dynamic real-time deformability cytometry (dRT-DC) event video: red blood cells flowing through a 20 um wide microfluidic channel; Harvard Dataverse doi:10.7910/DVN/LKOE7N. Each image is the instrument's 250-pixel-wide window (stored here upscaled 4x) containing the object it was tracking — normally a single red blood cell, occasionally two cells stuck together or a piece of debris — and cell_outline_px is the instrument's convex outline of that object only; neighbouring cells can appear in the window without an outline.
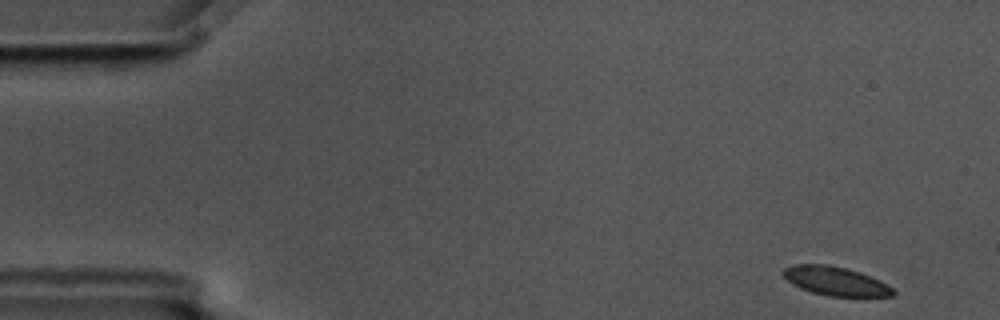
{"species": "common noctule bat (a hibernating species)", "species_latin": "Nyctalus noctula", "temperature_condition": "cold", "stored_images_in_passage": 5, "camera_frame_rate_fps": 3000, "um_per_image_px": 0.085, "animal": {"sex": "male", "body_mass_g": 17.5, "forearm_length_mm": 52.3}, "frame": {"image": 1, "passage_image": 1, "time_ms": 0.0, "image_size_px": [1000, 320], "cell_outline_px": [[896, 292], [892, 296], [828, 296], [812, 292], [800, 288], [792, 284], [780, 272], [784, 268], [796, 264], [828, 264], [860, 272], [892, 288]], "centroid_in_image_um": [70.95, 23.89], "position_along_channel_um": 14.0, "area_um2": 18.15}}
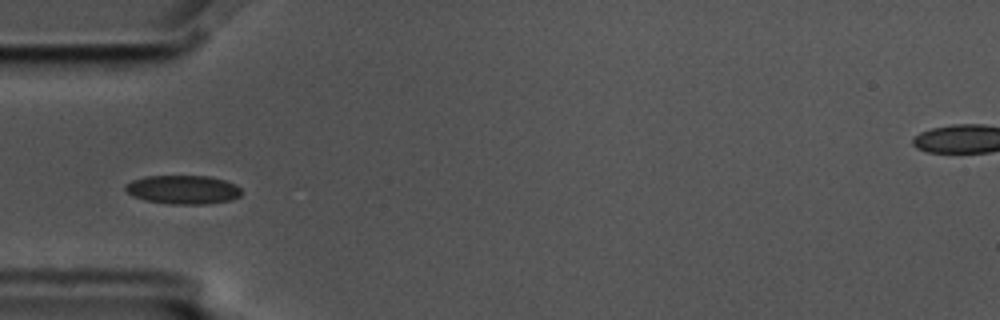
{"frame": {"image": 2, "passage_image": 5, "time_ms": 1.333, "image_size_px": [1000, 320], "cell_outline_px": [[244, 192], [240, 196], [232, 200], [208, 204], [168, 204], [144, 200], [132, 196], [124, 188], [124, 184], [132, 180], [144, 176], [208, 176], [224, 180], [236, 184]], "centroid_in_image_um": [15.56, 16.12], "position_along_channel_um": 69.4, "area_um2": 19.77}}